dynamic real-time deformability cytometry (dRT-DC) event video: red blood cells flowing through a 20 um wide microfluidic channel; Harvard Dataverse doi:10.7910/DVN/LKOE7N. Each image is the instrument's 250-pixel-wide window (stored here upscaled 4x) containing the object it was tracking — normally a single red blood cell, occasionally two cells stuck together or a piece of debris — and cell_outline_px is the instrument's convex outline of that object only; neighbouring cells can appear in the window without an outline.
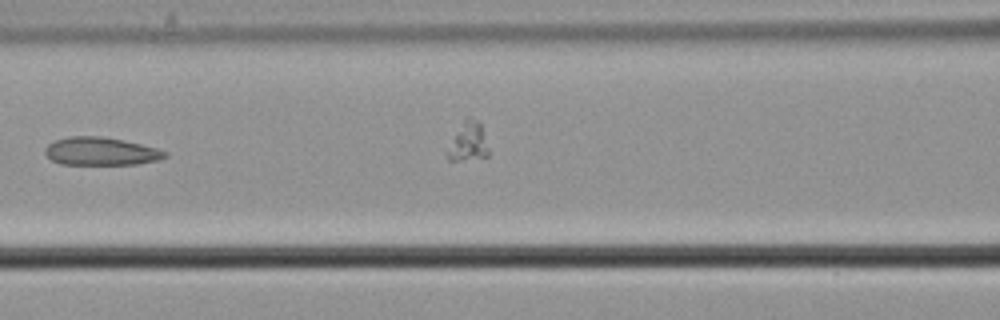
{"species": "common noctule bat (a hibernating species)", "species_latin": "Nyctalus noctula", "temperature_condition": "cold", "stored_images_in_passage": 7, "camera_frame_rate_fps": 3000, "um_per_image_px": 0.085, "animal": {"sex": "male", "body_mass_g": 21.5, "forearm_length_mm": 52.0}, "frame": {"image": 1, "passage_image": 6, "time_ms": 1.667, "image_size_px": [1000, 320], "cell_outline_px": [[168, 156], [160, 160], [136, 164], [60, 164], [52, 160], [44, 152], [44, 148], [48, 144], [56, 140], [68, 136], [100, 136], [124, 140], [156, 148], [168, 152]], "centroid_in_image_um": [8.58, 12.86], "position_along_channel_um": 158.0, "area_um2": 19.59}}